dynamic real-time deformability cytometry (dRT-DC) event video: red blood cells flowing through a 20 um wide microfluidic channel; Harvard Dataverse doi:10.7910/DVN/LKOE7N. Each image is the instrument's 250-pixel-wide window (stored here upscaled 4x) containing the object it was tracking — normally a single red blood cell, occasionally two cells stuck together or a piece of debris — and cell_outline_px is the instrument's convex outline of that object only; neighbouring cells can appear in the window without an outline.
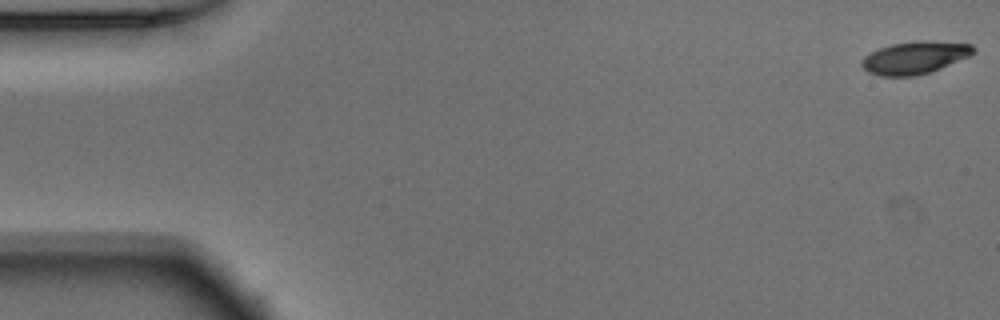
{"species": "Egyptian fruit bat (a non-hibernating species)", "species_latin": "Rousettus aegyptiacus", "temperature_condition": "warm", "stored_images_in_passage": 49, "camera_frame_rate_fps": 3000, "um_per_image_px": 0.085, "animal": {"sex": "male"}, "frame": {"image": 1, "passage_image": 1, "time_ms": 0.0, "image_size_px": [1000, 320], "cell_outline_px": [[976, 52], [968, 56], [940, 68], [916, 76], [880, 76], [868, 72], [860, 64], [860, 60], [864, 56], [880, 48], [892, 44], [916, 40], [928, 40], [972, 44], [976, 48]], "centroid_in_image_um": [77.75, 4.89], "position_along_channel_um": 7.3, "area_um2": 21.15}}
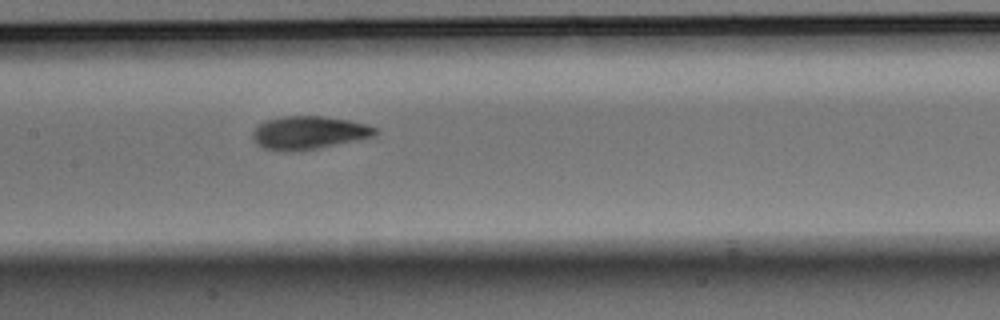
{"frame": {"image": 2, "passage_image": 25, "time_ms": 8.0, "image_size_px": [1000, 320], "cell_outline_px": [[380, 132], [376, 136], [316, 148], [284, 152], [280, 152], [264, 148], [256, 144], [252, 140], [252, 132], [260, 124], [268, 120], [284, 116], [324, 116], [348, 120], [368, 124], [376, 128]], "centroid_in_image_um": [26.25, 11.28], "position_along_channel_um": 181.1, "area_um2": 23.64}}
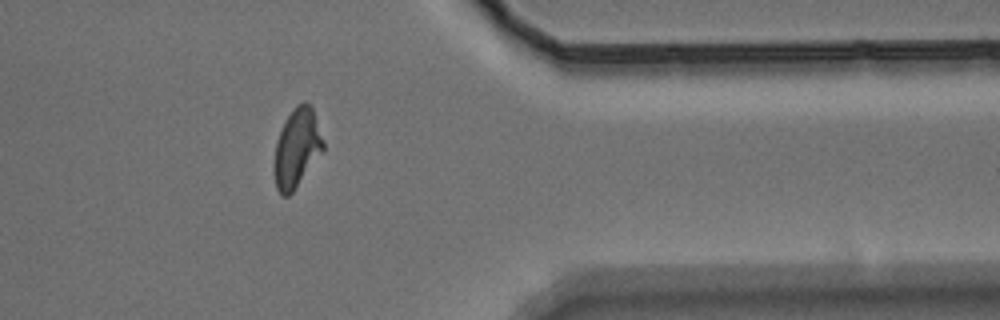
{"frame": {"image": 3, "passage_image": 42, "time_ms": 13.667, "image_size_px": [1000, 320], "cell_outline_px": [[324, 152], [292, 192], [288, 196], [284, 196], [276, 188], [272, 168], [272, 164], [276, 140], [288, 116], [296, 104], [304, 100], [312, 108], [324, 140]], "centroid_in_image_um": [25.22, 12.61], "position_along_channel_um": 386.2, "area_um2": 22.77}}